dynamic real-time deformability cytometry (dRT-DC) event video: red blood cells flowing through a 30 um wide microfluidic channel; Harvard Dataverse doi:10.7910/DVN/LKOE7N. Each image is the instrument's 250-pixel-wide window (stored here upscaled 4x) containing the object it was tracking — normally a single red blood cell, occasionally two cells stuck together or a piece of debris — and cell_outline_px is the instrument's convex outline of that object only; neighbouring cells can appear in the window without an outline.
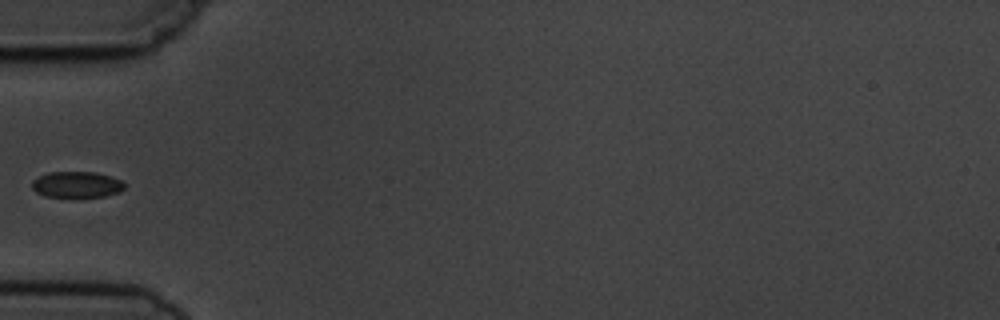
{"species": "common noctule bat (a hibernating species)", "species_latin": "Nyctalus noctula", "temperature_condition": "cold", "stored_images_in_passage": 6, "camera_frame_rate_fps": 3000, "um_per_image_px": 0.085, "animal": {"sex": "male", "body_mass_g": 19.5, "forearm_length_mm": 54.6}, "frame": {"image": 1, "passage_image": 5, "time_ms": 5.667, "image_size_px": [1000, 320], "cell_outline_px": [[124, 188], [120, 192], [104, 196], [72, 200], [44, 196], [36, 192], [32, 188], [32, 180], [48, 172], [96, 172], [112, 176], [120, 180], [124, 184]], "centroid_in_image_um": [6.5, 15.74], "position_along_channel_um": 78.5, "area_um2": 14.8}}
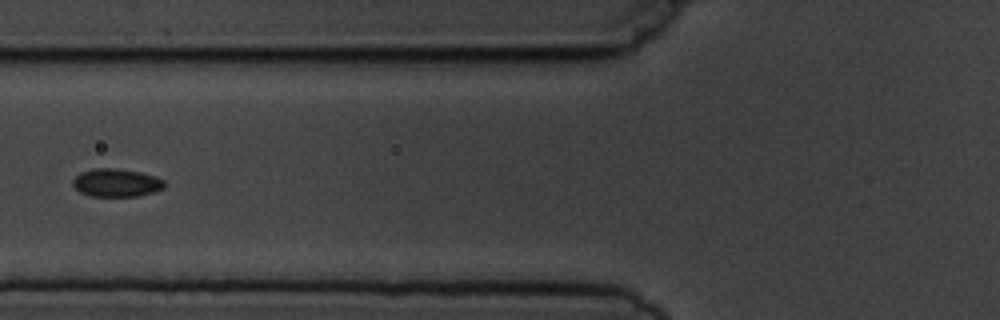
{"frame": {"image": 2, "passage_image": 6, "time_ms": 6.667, "image_size_px": [1000, 320], "cell_outline_px": [[168, 184], [164, 188], [140, 196], [92, 196], [80, 192], [72, 184], [72, 180], [80, 172], [92, 168], [116, 168], [140, 172], [164, 180]], "centroid_in_image_um": [9.89, 15.53], "position_along_channel_um": 115.9, "area_um2": 15.03}}